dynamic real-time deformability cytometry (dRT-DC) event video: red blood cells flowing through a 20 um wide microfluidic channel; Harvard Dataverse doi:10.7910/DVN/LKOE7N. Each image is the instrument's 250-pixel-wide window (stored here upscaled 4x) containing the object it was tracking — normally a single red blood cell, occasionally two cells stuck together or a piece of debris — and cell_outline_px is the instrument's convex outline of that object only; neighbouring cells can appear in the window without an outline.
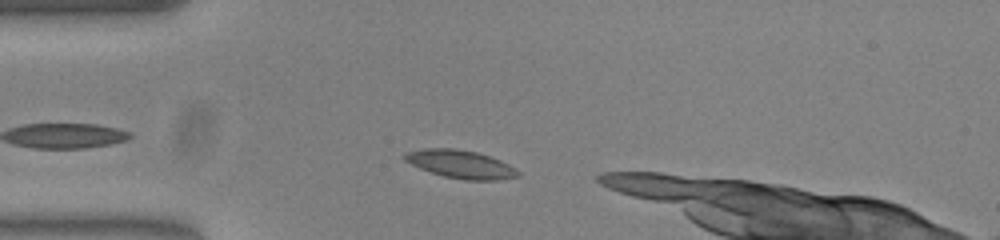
{"species": "common noctule bat (a hibernating species)", "species_latin": "Nyctalus noctula", "temperature_condition": "warm", "stored_images_in_passage": 10, "camera_frame_rate_fps": 3000, "um_per_image_px": 0.085, "animal": {"sex": "female", "body_mass_g": 23.0, "forearm_length_mm": 53.4}, "frame": {"image": 1, "passage_image": 4, "time_ms": 1.0, "image_size_px": [1000, 240], "cell_outline_px": [[520, 176], [500, 180], [464, 180], [444, 176], [420, 168], [404, 160], [400, 156], [404, 152], [424, 148], [452, 148], [476, 152], [500, 160], [516, 168], [520, 172]], "centroid_in_image_um": [39.14, 13.95], "position_along_channel_um": 45.9, "area_um2": 18.61}}
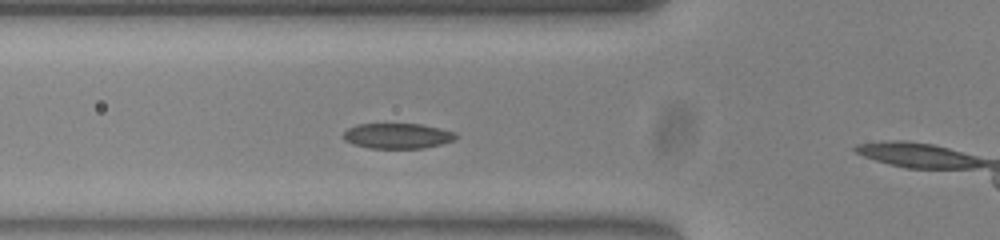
{"frame": {"image": 2, "passage_image": 9, "time_ms": 2.667, "image_size_px": [1000, 240], "cell_outline_px": [[456, 140], [424, 148], [368, 148], [352, 144], [344, 140], [344, 132], [348, 128], [356, 124], [420, 124], [440, 128], [456, 132]], "centroid_in_image_um": [33.78, 11.55], "position_along_channel_um": 92.0, "area_um2": 16.65}}